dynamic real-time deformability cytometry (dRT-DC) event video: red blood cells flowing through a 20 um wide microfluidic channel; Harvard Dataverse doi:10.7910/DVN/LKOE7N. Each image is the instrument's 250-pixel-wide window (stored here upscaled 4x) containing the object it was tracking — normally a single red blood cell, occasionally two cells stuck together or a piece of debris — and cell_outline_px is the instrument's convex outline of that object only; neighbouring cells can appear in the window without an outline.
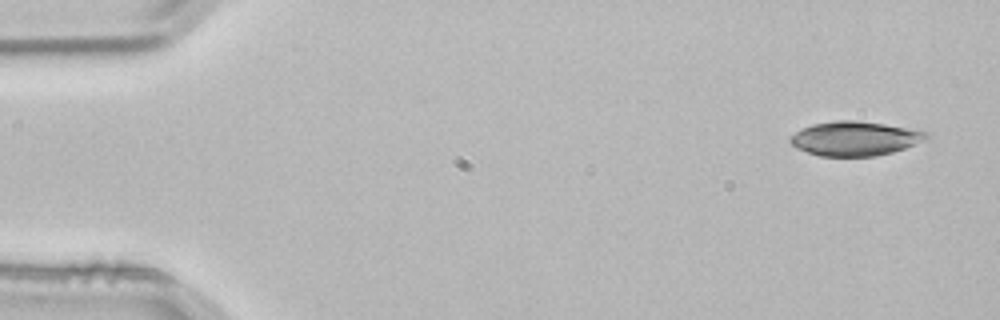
{"species": "common noctule bat (a hibernating species)", "species_latin": "Nyctalus noctula", "temperature_condition": "room temperature", "stored_images_in_passage": 4, "camera_frame_rate_fps": 3000, "um_per_image_px": 0.085, "animal": {"sex": "male", "body_mass_g": 21.5, "forearm_length_mm": 52.0}, "frame": {"image": 1, "passage_image": 1, "time_ms": 0.0, "image_size_px": [1000, 320], "cell_outline_px": [[928, 140], [892, 152], [876, 156], [820, 156], [796, 148], [788, 140], [796, 132], [812, 124], [836, 120], [856, 120], [916, 128], [928, 132]], "centroid_in_image_um": [72.73, 11.76], "position_along_channel_um": 12.3, "area_um2": 27.4}}
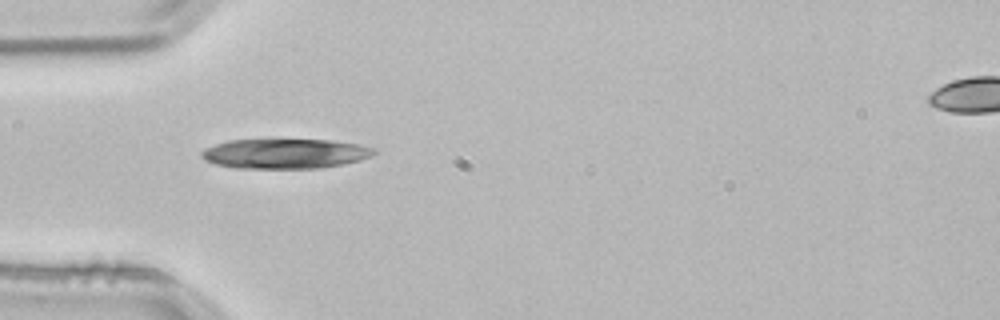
{"frame": {"image": 2, "passage_image": 4, "time_ms": 1.0, "image_size_px": [1000, 320], "cell_outline_px": [[376, 152], [372, 156], [360, 160], [344, 164], [320, 168], [236, 168], [216, 164], [204, 160], [200, 156], [200, 152], [204, 148], [228, 140], [332, 140], [360, 144], [376, 148]], "centroid_in_image_um": [24.24, 13.06], "position_along_channel_um": 60.8, "area_um2": 30.11}}